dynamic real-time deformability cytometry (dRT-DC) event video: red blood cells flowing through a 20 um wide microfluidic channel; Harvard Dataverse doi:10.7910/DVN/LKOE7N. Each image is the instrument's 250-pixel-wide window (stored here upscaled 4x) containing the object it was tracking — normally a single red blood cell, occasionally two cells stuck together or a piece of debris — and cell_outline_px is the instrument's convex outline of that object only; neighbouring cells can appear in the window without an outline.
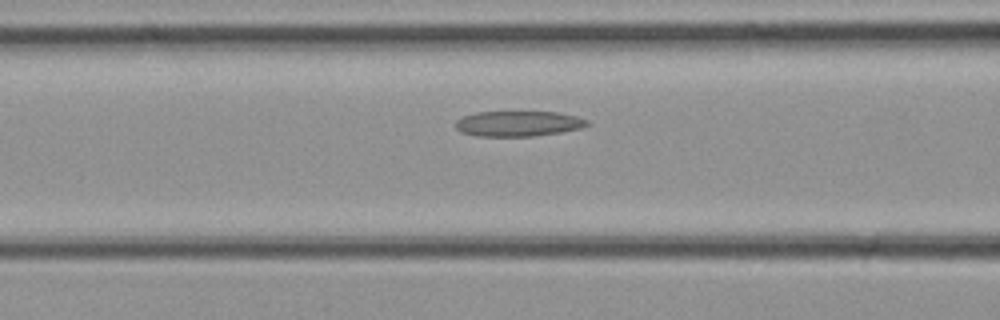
{"species": "common noctule bat (a hibernating species)", "species_latin": "Nyctalus noctula", "temperature_condition": "cold", "stored_images_in_passage": 22, "segment_of_instrument_passage": [1, 2], "camera_frame_rate_fps": 3000, "um_per_image_px": 0.085, "animal": {"sex": "female", "body_mass_g": 21.9}, "frame": {"image": 1, "passage_image": 8, "time_ms": 2.333, "image_size_px": [1000, 320], "cell_outline_px": [[592, 124], [580, 128], [560, 132], [532, 136], [476, 136], [460, 132], [456, 128], [456, 120], [464, 116], [476, 112], [560, 112], [576, 116], [588, 120]], "centroid_in_image_um": [44.06, 10.51], "position_along_channel_um": 122.5, "area_um2": 19.48}}
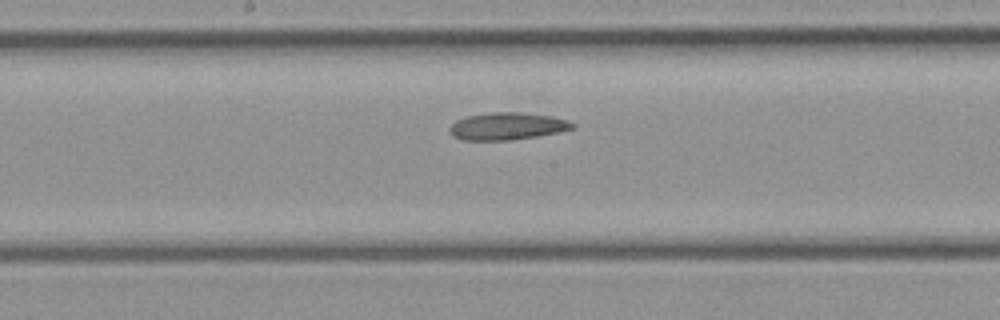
{"frame": {"image": 2, "passage_image": 12, "time_ms": 3.667, "image_size_px": [1000, 320], "cell_outline_px": [[576, 128], [560, 132], [536, 136], [508, 140], [460, 140], [452, 136], [448, 132], [448, 128], [456, 120], [468, 116], [492, 112], [520, 112], [552, 116], [568, 120], [576, 124]], "centroid_in_image_um": [43.11, 10.73], "position_along_channel_um": 205.1, "area_um2": 19.71}}
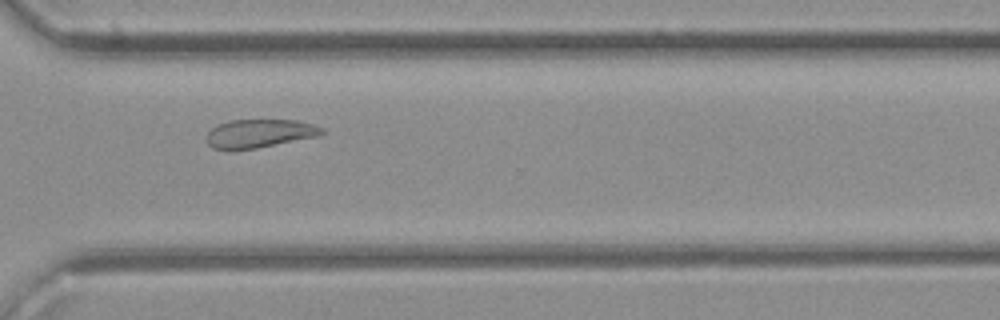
{"frame": {"image": 3, "passage_image": 19, "time_ms": 6.0, "image_size_px": [1000, 320], "cell_outline_px": [[324, 132], [316, 136], [256, 148], [212, 148], [208, 144], [208, 132], [212, 128], [228, 120], [296, 120], [312, 124], [324, 128]], "centroid_in_image_um": [22.07, 11.32], "position_along_channel_um": 348.5, "area_um2": 18.5}}